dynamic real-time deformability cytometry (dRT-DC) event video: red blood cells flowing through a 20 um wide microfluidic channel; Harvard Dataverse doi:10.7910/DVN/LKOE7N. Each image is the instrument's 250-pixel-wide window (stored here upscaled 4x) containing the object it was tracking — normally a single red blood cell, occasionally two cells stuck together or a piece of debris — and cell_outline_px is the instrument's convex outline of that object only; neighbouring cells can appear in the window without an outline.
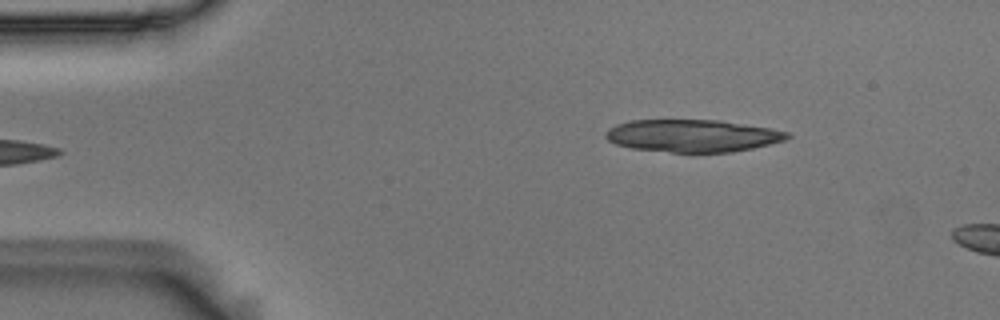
{"species": "Egyptian fruit bat (a non-hibernating species)", "species_latin": "Rousettus aegyptiacus", "temperature_condition": "room temperature", "stored_images_in_passage": 3, "camera_frame_rate_fps": 3000, "um_per_image_px": 0.085, "animal": {"sex": "male"}, "frame": {"image": 1, "passage_image": 3, "time_ms": 0.667, "image_size_px": [1000, 320], "cell_outline_px": [[792, 136], [784, 140], [752, 148], [732, 152], [672, 152], [632, 148], [616, 144], [608, 140], [604, 136], [604, 132], [608, 128], [616, 124], [628, 120], [720, 120], [792, 132]], "centroid_in_image_um": [58.84, 11.53], "position_along_channel_um": 26.2, "area_um2": 34.33}}